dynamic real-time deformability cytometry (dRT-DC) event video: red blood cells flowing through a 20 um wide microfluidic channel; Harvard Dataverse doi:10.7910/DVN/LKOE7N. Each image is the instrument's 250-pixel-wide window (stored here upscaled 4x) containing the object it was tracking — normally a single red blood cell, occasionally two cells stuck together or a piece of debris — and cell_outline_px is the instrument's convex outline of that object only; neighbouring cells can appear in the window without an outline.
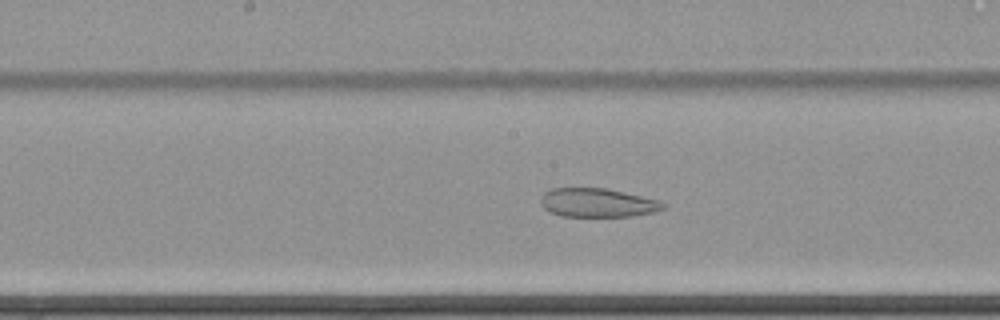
{"species": "common noctule bat (a hibernating species)", "species_latin": "Nyctalus noctula", "temperature_condition": "cold", "stored_images_in_passage": 66, "camera_frame_rate_fps": 3000, "um_per_image_px": 0.085, "animal": {"sex": "female", "body_mass_g": 22.7, "forearm_length_mm": 54.2}, "frame": {"image": 1, "passage_image": 38, "time_ms": 12.333, "image_size_px": [1000, 320], "cell_outline_px": [[664, 208], [656, 212], [632, 216], [560, 216], [548, 212], [540, 204], [540, 196], [544, 192], [552, 188], [604, 188], [660, 200], [664, 204]], "centroid_in_image_um": [50.74, 17.23], "position_along_channel_um": 197.5, "area_um2": 20.63}}